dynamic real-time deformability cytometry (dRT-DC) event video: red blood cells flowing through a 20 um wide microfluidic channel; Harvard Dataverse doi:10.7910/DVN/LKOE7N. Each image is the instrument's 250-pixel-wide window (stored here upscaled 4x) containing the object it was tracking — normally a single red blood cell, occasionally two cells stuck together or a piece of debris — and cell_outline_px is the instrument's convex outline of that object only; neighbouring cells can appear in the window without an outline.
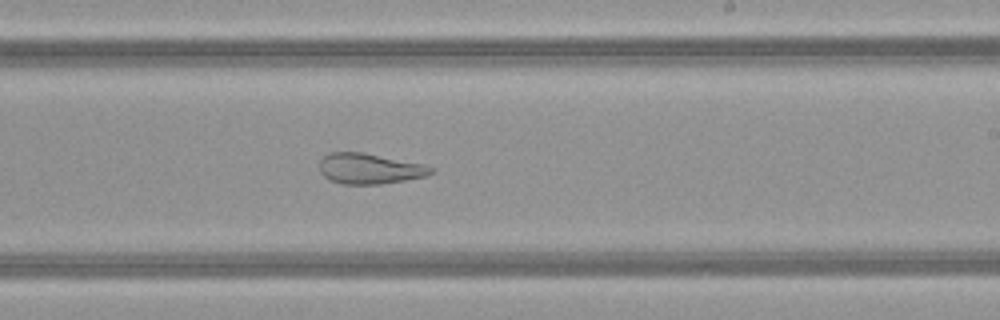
{"species": "common noctule bat (a hibernating species)", "species_latin": "Nyctalus noctula", "temperature_condition": "warm", "stored_images_in_passage": 40, "camera_frame_rate_fps": 3000, "um_per_image_px": 0.085, "animal": {"sex": "female", "body_mass_g": 21.9}, "frame": {"image": 1, "passage_image": 20, "time_ms": 6.333, "image_size_px": [1000, 320], "cell_outline_px": [[436, 168], [428, 176], [380, 184], [340, 184], [324, 176], [320, 172], [320, 160], [328, 152], [364, 152], [424, 164]], "centroid_in_image_um": [31.43, 14.33], "position_along_channel_um": 257.6, "area_um2": 19.94}}
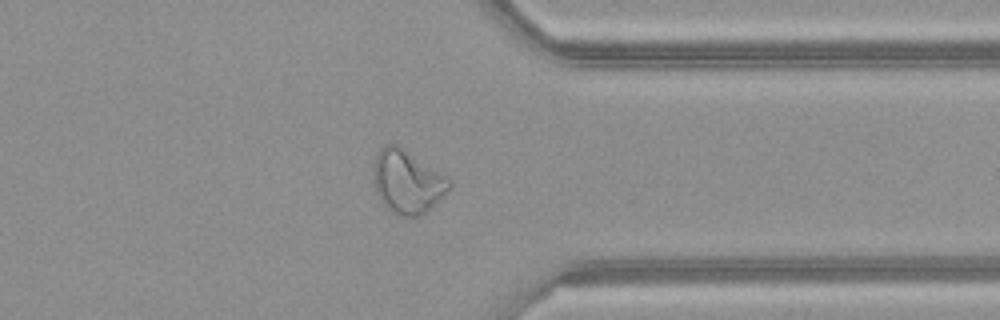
{"frame": {"image": 2, "passage_image": 29, "time_ms": 9.333, "image_size_px": [1000, 320], "cell_outline_px": [[452, 188], [444, 196], [424, 212], [416, 216], [404, 216], [392, 212], [380, 200], [376, 192], [372, 176], [372, 168], [376, 156], [380, 148], [384, 144], [396, 144], [440, 172], [452, 184]], "centroid_in_image_um": [34.58, 15.44], "position_along_channel_um": 376.8, "area_um2": 27.63}}
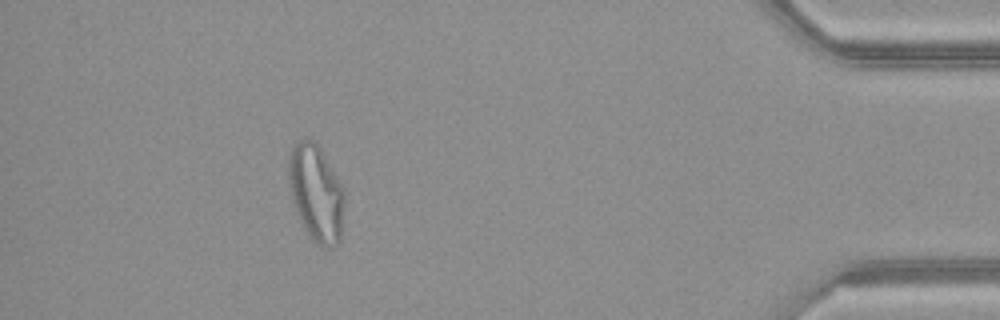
{"frame": {"image": 3, "passage_image": 35, "time_ms": 11.333, "image_size_px": [1000, 320], "cell_outline_px": [[344, 200], [340, 240], [332, 248], [324, 248], [316, 244], [308, 236], [296, 212], [292, 200], [288, 184], [288, 156], [296, 140], [312, 140], [320, 148], [344, 188]], "centroid_in_image_um": [26.85, 16.43], "position_along_channel_um": 408.4, "area_um2": 31.62}, "authors_computed_cell_mechanics": {"area_um2": 26.877, "velocity_mm_per_s": 4.1446, "shape_relaxation_time_tau1_ms": null, "shape_relaxation_time_tau2_ms": 1.8307, "deformation_change_tau1": null, "deformation_change_tau2": 0.0966}}